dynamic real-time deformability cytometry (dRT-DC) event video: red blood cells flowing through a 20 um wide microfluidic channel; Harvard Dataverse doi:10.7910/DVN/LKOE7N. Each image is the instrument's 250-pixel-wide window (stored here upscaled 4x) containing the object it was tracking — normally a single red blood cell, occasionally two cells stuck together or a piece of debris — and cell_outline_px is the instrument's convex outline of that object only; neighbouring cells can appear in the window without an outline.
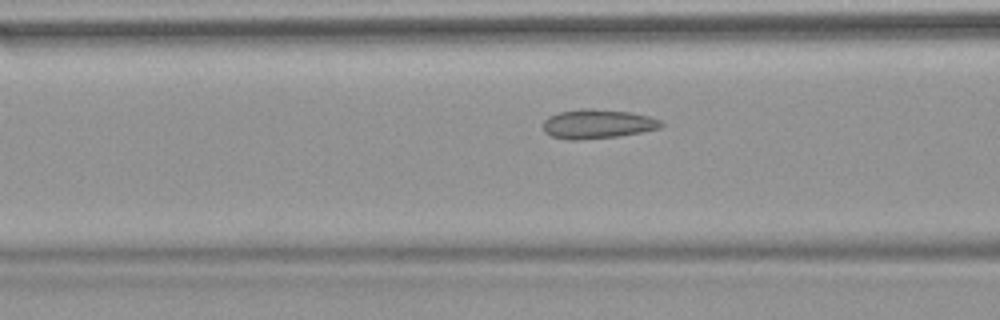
{"species": "common noctule bat (a hibernating species)", "species_latin": "Nyctalus noctula", "temperature_condition": "warm", "stored_images_in_passage": 43, "camera_frame_rate_fps": 3000, "um_per_image_px": 0.085, "animal": {"sex": "female", "body_mass_g": 18.4}, "frame": {"image": 1, "passage_image": 11, "time_ms": 3.333, "image_size_px": [1000, 320], "cell_outline_px": [[664, 124], [660, 128], [640, 132], [616, 136], [576, 140], [568, 140], [552, 136], [544, 132], [544, 120], [548, 116], [560, 112], [584, 108], [592, 108], [632, 112], [648, 116], [660, 120]], "centroid_in_image_um": [50.78, 10.52], "position_along_channel_um": 115.8, "area_um2": 20.0}}
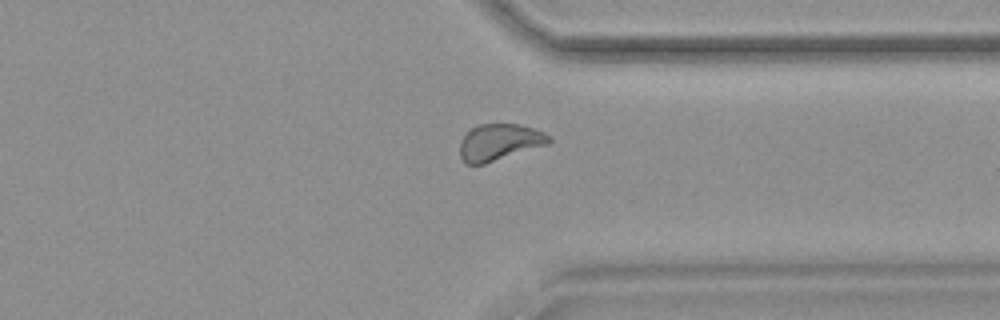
{"frame": {"image": 2, "passage_image": 31, "time_ms": 10.0, "image_size_px": [1000, 320], "cell_outline_px": [[552, 140], [548, 144], [484, 164], [464, 164], [460, 156], [460, 140], [476, 124], [520, 124], [544, 132], [552, 136]], "centroid_in_image_um": [42.45, 12.08], "position_along_channel_um": 369.0, "area_um2": 19.02}}
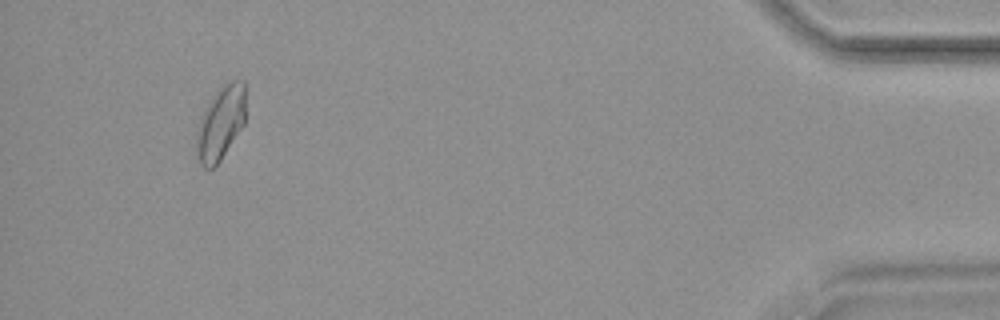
{"frame": {"image": 3, "passage_image": 40, "time_ms": 13.0, "image_size_px": [1000, 320], "cell_outline_px": [[244, 124], [220, 160], [212, 168], [204, 168], [200, 164], [196, 156], [196, 132], [200, 116], [204, 108], [212, 96], [228, 80], [244, 80]], "centroid_in_image_um": [18.71, 10.46], "position_along_channel_um": 416.5, "area_um2": 21.1}, "authors_computed_cell_mechanics": {"area_um2": 19.3052, "velocity_mm_per_s": 3.8059, "shape_relaxation_time_tau1_ms": null, "shape_relaxation_time_tau2_ms": 1.7378, "deformation_change_tau1": null, "deformation_change_tau2": 0.0531}}